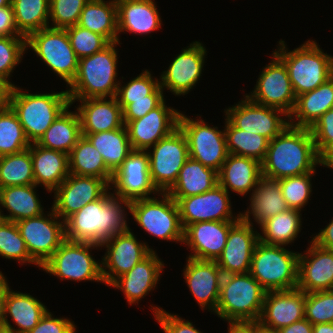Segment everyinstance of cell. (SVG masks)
I'll list each match as a JSON object with an SVG mask.
<instances>
[{"label":"cell","mask_w":333,"mask_h":333,"mask_svg":"<svg viewBox=\"0 0 333 333\" xmlns=\"http://www.w3.org/2000/svg\"><path fill=\"white\" fill-rule=\"evenodd\" d=\"M49 217L41 214L16 222L30 257L41 267L66 240L65 221L51 208ZM59 220V221H58Z\"/></svg>","instance_id":"4fadbf2b"},{"label":"cell","mask_w":333,"mask_h":333,"mask_svg":"<svg viewBox=\"0 0 333 333\" xmlns=\"http://www.w3.org/2000/svg\"><path fill=\"white\" fill-rule=\"evenodd\" d=\"M30 147L16 113L8 107L0 116V157Z\"/></svg>","instance_id":"f6af8a7d"},{"label":"cell","mask_w":333,"mask_h":333,"mask_svg":"<svg viewBox=\"0 0 333 333\" xmlns=\"http://www.w3.org/2000/svg\"><path fill=\"white\" fill-rule=\"evenodd\" d=\"M8 107H10V103H0V116Z\"/></svg>","instance_id":"89a4df30"},{"label":"cell","mask_w":333,"mask_h":333,"mask_svg":"<svg viewBox=\"0 0 333 333\" xmlns=\"http://www.w3.org/2000/svg\"><path fill=\"white\" fill-rule=\"evenodd\" d=\"M312 333H333V323H321L313 325Z\"/></svg>","instance_id":"003e7915"},{"label":"cell","mask_w":333,"mask_h":333,"mask_svg":"<svg viewBox=\"0 0 333 333\" xmlns=\"http://www.w3.org/2000/svg\"><path fill=\"white\" fill-rule=\"evenodd\" d=\"M118 33L148 34L161 28V17L153 0H119Z\"/></svg>","instance_id":"f546056e"},{"label":"cell","mask_w":333,"mask_h":333,"mask_svg":"<svg viewBox=\"0 0 333 333\" xmlns=\"http://www.w3.org/2000/svg\"><path fill=\"white\" fill-rule=\"evenodd\" d=\"M300 212V210L289 208L264 221L260 225L264 235L259 234V241L280 246L293 242L302 229Z\"/></svg>","instance_id":"60d3db41"},{"label":"cell","mask_w":333,"mask_h":333,"mask_svg":"<svg viewBox=\"0 0 333 333\" xmlns=\"http://www.w3.org/2000/svg\"><path fill=\"white\" fill-rule=\"evenodd\" d=\"M317 153L320 155L333 143V108L320 116L309 128Z\"/></svg>","instance_id":"db71d44e"},{"label":"cell","mask_w":333,"mask_h":333,"mask_svg":"<svg viewBox=\"0 0 333 333\" xmlns=\"http://www.w3.org/2000/svg\"><path fill=\"white\" fill-rule=\"evenodd\" d=\"M110 186L105 179L69 174L54 190L52 208L55 214L65 221L86 204L100 199L111 190Z\"/></svg>","instance_id":"d6986e66"},{"label":"cell","mask_w":333,"mask_h":333,"mask_svg":"<svg viewBox=\"0 0 333 333\" xmlns=\"http://www.w3.org/2000/svg\"><path fill=\"white\" fill-rule=\"evenodd\" d=\"M69 174L105 179L111 184L113 173L106 167L100 152L82 136L68 155Z\"/></svg>","instance_id":"ab89813d"},{"label":"cell","mask_w":333,"mask_h":333,"mask_svg":"<svg viewBox=\"0 0 333 333\" xmlns=\"http://www.w3.org/2000/svg\"><path fill=\"white\" fill-rule=\"evenodd\" d=\"M304 313L312 325L333 323V290L306 293Z\"/></svg>","instance_id":"f907efd6"},{"label":"cell","mask_w":333,"mask_h":333,"mask_svg":"<svg viewBox=\"0 0 333 333\" xmlns=\"http://www.w3.org/2000/svg\"><path fill=\"white\" fill-rule=\"evenodd\" d=\"M118 44L120 41L111 42L101 51L78 60L76 76L66 90L69 99L116 97L121 84L116 78Z\"/></svg>","instance_id":"3957f363"},{"label":"cell","mask_w":333,"mask_h":333,"mask_svg":"<svg viewBox=\"0 0 333 333\" xmlns=\"http://www.w3.org/2000/svg\"><path fill=\"white\" fill-rule=\"evenodd\" d=\"M274 53L284 62L296 96L310 92L333 76V56L325 54L317 43L308 40L287 51L285 41H279Z\"/></svg>","instance_id":"5b68a950"},{"label":"cell","mask_w":333,"mask_h":333,"mask_svg":"<svg viewBox=\"0 0 333 333\" xmlns=\"http://www.w3.org/2000/svg\"><path fill=\"white\" fill-rule=\"evenodd\" d=\"M151 309L165 333H202L193 326L191 321H185L178 315L168 313L159 307L151 306Z\"/></svg>","instance_id":"9f6ffc18"},{"label":"cell","mask_w":333,"mask_h":333,"mask_svg":"<svg viewBox=\"0 0 333 333\" xmlns=\"http://www.w3.org/2000/svg\"><path fill=\"white\" fill-rule=\"evenodd\" d=\"M14 86L10 107L16 113L25 136L37 143L56 118L71 106L67 91L31 94Z\"/></svg>","instance_id":"8992f818"},{"label":"cell","mask_w":333,"mask_h":333,"mask_svg":"<svg viewBox=\"0 0 333 333\" xmlns=\"http://www.w3.org/2000/svg\"><path fill=\"white\" fill-rule=\"evenodd\" d=\"M73 51L78 59L91 56L101 51L109 42L100 34L94 33L79 25L65 28Z\"/></svg>","instance_id":"681fc988"},{"label":"cell","mask_w":333,"mask_h":333,"mask_svg":"<svg viewBox=\"0 0 333 333\" xmlns=\"http://www.w3.org/2000/svg\"><path fill=\"white\" fill-rule=\"evenodd\" d=\"M0 256L6 259L32 263L40 267L29 255L24 239L15 222L3 220L0 223Z\"/></svg>","instance_id":"bcb514c9"},{"label":"cell","mask_w":333,"mask_h":333,"mask_svg":"<svg viewBox=\"0 0 333 333\" xmlns=\"http://www.w3.org/2000/svg\"><path fill=\"white\" fill-rule=\"evenodd\" d=\"M123 206L130 210L129 201L106 192L100 199L86 204L65 220L66 239L101 245L108 238L128 231L130 228Z\"/></svg>","instance_id":"7a4b0ae2"},{"label":"cell","mask_w":333,"mask_h":333,"mask_svg":"<svg viewBox=\"0 0 333 333\" xmlns=\"http://www.w3.org/2000/svg\"><path fill=\"white\" fill-rule=\"evenodd\" d=\"M315 171L278 180L286 205L290 209L304 208L312 192L311 177Z\"/></svg>","instance_id":"7dc6e473"},{"label":"cell","mask_w":333,"mask_h":333,"mask_svg":"<svg viewBox=\"0 0 333 333\" xmlns=\"http://www.w3.org/2000/svg\"><path fill=\"white\" fill-rule=\"evenodd\" d=\"M316 165H320V155L309 128L288 125L269 141L261 174L280 180L315 171Z\"/></svg>","instance_id":"6da1fadb"},{"label":"cell","mask_w":333,"mask_h":333,"mask_svg":"<svg viewBox=\"0 0 333 333\" xmlns=\"http://www.w3.org/2000/svg\"><path fill=\"white\" fill-rule=\"evenodd\" d=\"M36 187V184H32L0 188V205L10 213L4 215L0 209L3 219L16 223L43 214V207L36 195Z\"/></svg>","instance_id":"8d00e7d4"},{"label":"cell","mask_w":333,"mask_h":333,"mask_svg":"<svg viewBox=\"0 0 333 333\" xmlns=\"http://www.w3.org/2000/svg\"><path fill=\"white\" fill-rule=\"evenodd\" d=\"M259 233L253 229V223L240 218L229 230L226 245L216 260L223 275L247 273Z\"/></svg>","instance_id":"603a6c76"},{"label":"cell","mask_w":333,"mask_h":333,"mask_svg":"<svg viewBox=\"0 0 333 333\" xmlns=\"http://www.w3.org/2000/svg\"><path fill=\"white\" fill-rule=\"evenodd\" d=\"M229 193L216 185L212 190L189 197H172L178 205L183 229L192 223L204 221H238L233 216Z\"/></svg>","instance_id":"9a60e30c"},{"label":"cell","mask_w":333,"mask_h":333,"mask_svg":"<svg viewBox=\"0 0 333 333\" xmlns=\"http://www.w3.org/2000/svg\"><path fill=\"white\" fill-rule=\"evenodd\" d=\"M77 25L102 35L109 43L119 42L117 4L113 0H89Z\"/></svg>","instance_id":"e575fe53"},{"label":"cell","mask_w":333,"mask_h":333,"mask_svg":"<svg viewBox=\"0 0 333 333\" xmlns=\"http://www.w3.org/2000/svg\"><path fill=\"white\" fill-rule=\"evenodd\" d=\"M111 185L118 198L129 202L159 194L150 177L147 151L133 150L113 173Z\"/></svg>","instance_id":"e0dca14e"},{"label":"cell","mask_w":333,"mask_h":333,"mask_svg":"<svg viewBox=\"0 0 333 333\" xmlns=\"http://www.w3.org/2000/svg\"><path fill=\"white\" fill-rule=\"evenodd\" d=\"M312 238V241L320 247L333 250V219Z\"/></svg>","instance_id":"91938a15"},{"label":"cell","mask_w":333,"mask_h":333,"mask_svg":"<svg viewBox=\"0 0 333 333\" xmlns=\"http://www.w3.org/2000/svg\"><path fill=\"white\" fill-rule=\"evenodd\" d=\"M35 184L30 147L0 157V188Z\"/></svg>","instance_id":"ee69618b"},{"label":"cell","mask_w":333,"mask_h":333,"mask_svg":"<svg viewBox=\"0 0 333 333\" xmlns=\"http://www.w3.org/2000/svg\"><path fill=\"white\" fill-rule=\"evenodd\" d=\"M28 333H76V326L64 317H52L51 312L47 310L39 323Z\"/></svg>","instance_id":"6f0895ef"},{"label":"cell","mask_w":333,"mask_h":333,"mask_svg":"<svg viewBox=\"0 0 333 333\" xmlns=\"http://www.w3.org/2000/svg\"><path fill=\"white\" fill-rule=\"evenodd\" d=\"M11 4V0H0V7H5Z\"/></svg>","instance_id":"2644e50d"},{"label":"cell","mask_w":333,"mask_h":333,"mask_svg":"<svg viewBox=\"0 0 333 333\" xmlns=\"http://www.w3.org/2000/svg\"><path fill=\"white\" fill-rule=\"evenodd\" d=\"M244 98L224 111L236 128L262 135L270 141L289 125L288 116L283 111L255 103L248 96ZM280 115L286 118L282 119Z\"/></svg>","instance_id":"2e32d148"},{"label":"cell","mask_w":333,"mask_h":333,"mask_svg":"<svg viewBox=\"0 0 333 333\" xmlns=\"http://www.w3.org/2000/svg\"><path fill=\"white\" fill-rule=\"evenodd\" d=\"M225 120L224 132L228 153L254 158L261 163L266 156L269 140L262 135L240 130L227 118Z\"/></svg>","instance_id":"7bdbcfd3"},{"label":"cell","mask_w":333,"mask_h":333,"mask_svg":"<svg viewBox=\"0 0 333 333\" xmlns=\"http://www.w3.org/2000/svg\"><path fill=\"white\" fill-rule=\"evenodd\" d=\"M306 293L298 288L283 291H269L257 325L269 331H277L305 318Z\"/></svg>","instance_id":"44dd1931"},{"label":"cell","mask_w":333,"mask_h":333,"mask_svg":"<svg viewBox=\"0 0 333 333\" xmlns=\"http://www.w3.org/2000/svg\"><path fill=\"white\" fill-rule=\"evenodd\" d=\"M8 292V283L6 277L0 272V328L5 324V302Z\"/></svg>","instance_id":"6125c7cd"},{"label":"cell","mask_w":333,"mask_h":333,"mask_svg":"<svg viewBox=\"0 0 333 333\" xmlns=\"http://www.w3.org/2000/svg\"><path fill=\"white\" fill-rule=\"evenodd\" d=\"M272 55V61L262 69L251 95H245L255 103L279 109L289 116L296 95L284 62L274 52Z\"/></svg>","instance_id":"5bb4252c"},{"label":"cell","mask_w":333,"mask_h":333,"mask_svg":"<svg viewBox=\"0 0 333 333\" xmlns=\"http://www.w3.org/2000/svg\"><path fill=\"white\" fill-rule=\"evenodd\" d=\"M250 201L248 211L240 213L241 218L246 223H252L250 219V214H252L253 219L259 226L274 215L289 209L282 195L279 181L264 176L259 178Z\"/></svg>","instance_id":"d6a6232c"},{"label":"cell","mask_w":333,"mask_h":333,"mask_svg":"<svg viewBox=\"0 0 333 333\" xmlns=\"http://www.w3.org/2000/svg\"><path fill=\"white\" fill-rule=\"evenodd\" d=\"M308 250L299 254L298 286L305 293L333 289V250L312 240Z\"/></svg>","instance_id":"484cf974"},{"label":"cell","mask_w":333,"mask_h":333,"mask_svg":"<svg viewBox=\"0 0 333 333\" xmlns=\"http://www.w3.org/2000/svg\"><path fill=\"white\" fill-rule=\"evenodd\" d=\"M15 84L0 75V103H10Z\"/></svg>","instance_id":"be15d7a7"},{"label":"cell","mask_w":333,"mask_h":333,"mask_svg":"<svg viewBox=\"0 0 333 333\" xmlns=\"http://www.w3.org/2000/svg\"><path fill=\"white\" fill-rule=\"evenodd\" d=\"M164 267L155 251L136 264L129 272L116 278L109 286L122 290L128 303L138 304L158 284Z\"/></svg>","instance_id":"83f0119b"},{"label":"cell","mask_w":333,"mask_h":333,"mask_svg":"<svg viewBox=\"0 0 333 333\" xmlns=\"http://www.w3.org/2000/svg\"><path fill=\"white\" fill-rule=\"evenodd\" d=\"M237 221H204L184 229L183 243L191 248L189 258L216 261L226 245L228 232Z\"/></svg>","instance_id":"cb8c5ba5"},{"label":"cell","mask_w":333,"mask_h":333,"mask_svg":"<svg viewBox=\"0 0 333 333\" xmlns=\"http://www.w3.org/2000/svg\"><path fill=\"white\" fill-rule=\"evenodd\" d=\"M261 163L250 157L229 154L218 172V184L244 196L258 185ZM253 188V189H252Z\"/></svg>","instance_id":"f1b7e54d"},{"label":"cell","mask_w":333,"mask_h":333,"mask_svg":"<svg viewBox=\"0 0 333 333\" xmlns=\"http://www.w3.org/2000/svg\"><path fill=\"white\" fill-rule=\"evenodd\" d=\"M255 333H277V332L263 329L260 326H258L257 324H255Z\"/></svg>","instance_id":"a7ac6f4b"},{"label":"cell","mask_w":333,"mask_h":333,"mask_svg":"<svg viewBox=\"0 0 333 333\" xmlns=\"http://www.w3.org/2000/svg\"><path fill=\"white\" fill-rule=\"evenodd\" d=\"M31 159L36 185L54 192L69 176L68 154L31 143Z\"/></svg>","instance_id":"4dcf8cb0"},{"label":"cell","mask_w":333,"mask_h":333,"mask_svg":"<svg viewBox=\"0 0 333 333\" xmlns=\"http://www.w3.org/2000/svg\"><path fill=\"white\" fill-rule=\"evenodd\" d=\"M46 312V306L37 298L27 293L12 291L8 284L4 327L13 330L15 333H28L39 323ZM7 314H10L9 316L18 326V329L13 328L10 324Z\"/></svg>","instance_id":"836d02e7"},{"label":"cell","mask_w":333,"mask_h":333,"mask_svg":"<svg viewBox=\"0 0 333 333\" xmlns=\"http://www.w3.org/2000/svg\"><path fill=\"white\" fill-rule=\"evenodd\" d=\"M28 47L67 85L73 81L79 59L73 51L66 29L47 27L34 32L26 38Z\"/></svg>","instance_id":"30bf717a"},{"label":"cell","mask_w":333,"mask_h":333,"mask_svg":"<svg viewBox=\"0 0 333 333\" xmlns=\"http://www.w3.org/2000/svg\"><path fill=\"white\" fill-rule=\"evenodd\" d=\"M332 108L333 76L316 89L296 96L295 106L288 116L289 125L310 128L320 116Z\"/></svg>","instance_id":"1f68e13d"},{"label":"cell","mask_w":333,"mask_h":333,"mask_svg":"<svg viewBox=\"0 0 333 333\" xmlns=\"http://www.w3.org/2000/svg\"><path fill=\"white\" fill-rule=\"evenodd\" d=\"M100 152L106 167L114 173L133 151L125 125L116 130L82 133Z\"/></svg>","instance_id":"f35d334b"},{"label":"cell","mask_w":333,"mask_h":333,"mask_svg":"<svg viewBox=\"0 0 333 333\" xmlns=\"http://www.w3.org/2000/svg\"><path fill=\"white\" fill-rule=\"evenodd\" d=\"M277 333H312L313 325L307 320L302 319L294 322L289 326H285L276 331Z\"/></svg>","instance_id":"94428289"},{"label":"cell","mask_w":333,"mask_h":333,"mask_svg":"<svg viewBox=\"0 0 333 333\" xmlns=\"http://www.w3.org/2000/svg\"><path fill=\"white\" fill-rule=\"evenodd\" d=\"M299 254L284 246L258 241L249 273L266 292L295 289L298 286Z\"/></svg>","instance_id":"52a82bcc"},{"label":"cell","mask_w":333,"mask_h":333,"mask_svg":"<svg viewBox=\"0 0 333 333\" xmlns=\"http://www.w3.org/2000/svg\"><path fill=\"white\" fill-rule=\"evenodd\" d=\"M69 108L70 106L45 131L37 142L38 145L69 155L77 141L82 137L79 115L76 110L75 112L68 111Z\"/></svg>","instance_id":"74e56055"},{"label":"cell","mask_w":333,"mask_h":333,"mask_svg":"<svg viewBox=\"0 0 333 333\" xmlns=\"http://www.w3.org/2000/svg\"><path fill=\"white\" fill-rule=\"evenodd\" d=\"M216 185L218 172L189 157L167 193L171 197H189L212 190Z\"/></svg>","instance_id":"d590c367"},{"label":"cell","mask_w":333,"mask_h":333,"mask_svg":"<svg viewBox=\"0 0 333 333\" xmlns=\"http://www.w3.org/2000/svg\"><path fill=\"white\" fill-rule=\"evenodd\" d=\"M152 77L150 71L146 69L124 86L119 84L116 98L122 110L131 103V100L148 99V95L160 85L159 80L157 78L154 80Z\"/></svg>","instance_id":"c3c4849f"},{"label":"cell","mask_w":333,"mask_h":333,"mask_svg":"<svg viewBox=\"0 0 333 333\" xmlns=\"http://www.w3.org/2000/svg\"><path fill=\"white\" fill-rule=\"evenodd\" d=\"M146 150L150 177L159 192H167L177 181L179 172L189 158L188 142L178 127L169 136Z\"/></svg>","instance_id":"8fae6325"},{"label":"cell","mask_w":333,"mask_h":333,"mask_svg":"<svg viewBox=\"0 0 333 333\" xmlns=\"http://www.w3.org/2000/svg\"><path fill=\"white\" fill-rule=\"evenodd\" d=\"M183 276L195 300L205 310L216 311L223 273L216 261L189 258Z\"/></svg>","instance_id":"d4e9b609"},{"label":"cell","mask_w":333,"mask_h":333,"mask_svg":"<svg viewBox=\"0 0 333 333\" xmlns=\"http://www.w3.org/2000/svg\"><path fill=\"white\" fill-rule=\"evenodd\" d=\"M26 50L25 37H0V75L10 81L11 73Z\"/></svg>","instance_id":"f5cc1de1"},{"label":"cell","mask_w":333,"mask_h":333,"mask_svg":"<svg viewBox=\"0 0 333 333\" xmlns=\"http://www.w3.org/2000/svg\"><path fill=\"white\" fill-rule=\"evenodd\" d=\"M0 333H15L13 330L8 329L6 327L0 328Z\"/></svg>","instance_id":"8c879c8a"},{"label":"cell","mask_w":333,"mask_h":333,"mask_svg":"<svg viewBox=\"0 0 333 333\" xmlns=\"http://www.w3.org/2000/svg\"><path fill=\"white\" fill-rule=\"evenodd\" d=\"M163 90L160 85L148 95V99L131 100L123 110V121L137 120L157 107L163 100Z\"/></svg>","instance_id":"11a10c76"},{"label":"cell","mask_w":333,"mask_h":333,"mask_svg":"<svg viewBox=\"0 0 333 333\" xmlns=\"http://www.w3.org/2000/svg\"><path fill=\"white\" fill-rule=\"evenodd\" d=\"M327 168L333 169V162Z\"/></svg>","instance_id":"34e18365"},{"label":"cell","mask_w":333,"mask_h":333,"mask_svg":"<svg viewBox=\"0 0 333 333\" xmlns=\"http://www.w3.org/2000/svg\"><path fill=\"white\" fill-rule=\"evenodd\" d=\"M89 0H50L49 21L51 28L65 29L78 23L81 11Z\"/></svg>","instance_id":"816d5d0a"},{"label":"cell","mask_w":333,"mask_h":333,"mask_svg":"<svg viewBox=\"0 0 333 333\" xmlns=\"http://www.w3.org/2000/svg\"><path fill=\"white\" fill-rule=\"evenodd\" d=\"M265 294L249 272L223 275L215 314L228 324H256Z\"/></svg>","instance_id":"277c9868"},{"label":"cell","mask_w":333,"mask_h":333,"mask_svg":"<svg viewBox=\"0 0 333 333\" xmlns=\"http://www.w3.org/2000/svg\"><path fill=\"white\" fill-rule=\"evenodd\" d=\"M104 246L107 249L101 261L102 277L107 285L129 272L154 251L145 242H138L131 229L108 238L100 245Z\"/></svg>","instance_id":"ac0fdd59"},{"label":"cell","mask_w":333,"mask_h":333,"mask_svg":"<svg viewBox=\"0 0 333 333\" xmlns=\"http://www.w3.org/2000/svg\"><path fill=\"white\" fill-rule=\"evenodd\" d=\"M4 219H3V216H2V214H1V212H0V223L3 221Z\"/></svg>","instance_id":"753ad0ef"},{"label":"cell","mask_w":333,"mask_h":333,"mask_svg":"<svg viewBox=\"0 0 333 333\" xmlns=\"http://www.w3.org/2000/svg\"><path fill=\"white\" fill-rule=\"evenodd\" d=\"M180 112L167 107L165 99L145 116L123 121L133 150H149L159 140L169 136L178 128Z\"/></svg>","instance_id":"ffe728a7"},{"label":"cell","mask_w":333,"mask_h":333,"mask_svg":"<svg viewBox=\"0 0 333 333\" xmlns=\"http://www.w3.org/2000/svg\"><path fill=\"white\" fill-rule=\"evenodd\" d=\"M159 194L161 200L150 197L130 202L129 212L150 235L162 240L183 242L184 229L177 202L167 192Z\"/></svg>","instance_id":"ba28073f"},{"label":"cell","mask_w":333,"mask_h":333,"mask_svg":"<svg viewBox=\"0 0 333 333\" xmlns=\"http://www.w3.org/2000/svg\"><path fill=\"white\" fill-rule=\"evenodd\" d=\"M207 50L199 41L190 44L161 74L160 87L175 95L187 94L200 80Z\"/></svg>","instance_id":"7402d4cb"},{"label":"cell","mask_w":333,"mask_h":333,"mask_svg":"<svg viewBox=\"0 0 333 333\" xmlns=\"http://www.w3.org/2000/svg\"><path fill=\"white\" fill-rule=\"evenodd\" d=\"M50 0H11L16 27L25 38L49 27Z\"/></svg>","instance_id":"b9f144b4"},{"label":"cell","mask_w":333,"mask_h":333,"mask_svg":"<svg viewBox=\"0 0 333 333\" xmlns=\"http://www.w3.org/2000/svg\"><path fill=\"white\" fill-rule=\"evenodd\" d=\"M100 245L65 240L54 254L40 267L62 280L103 282L102 263L92 257L89 249Z\"/></svg>","instance_id":"9c48e42d"},{"label":"cell","mask_w":333,"mask_h":333,"mask_svg":"<svg viewBox=\"0 0 333 333\" xmlns=\"http://www.w3.org/2000/svg\"><path fill=\"white\" fill-rule=\"evenodd\" d=\"M228 333H255V324H229Z\"/></svg>","instance_id":"e7e4bbea"},{"label":"cell","mask_w":333,"mask_h":333,"mask_svg":"<svg viewBox=\"0 0 333 333\" xmlns=\"http://www.w3.org/2000/svg\"><path fill=\"white\" fill-rule=\"evenodd\" d=\"M0 37H23L16 27L12 3L0 7Z\"/></svg>","instance_id":"680465c9"},{"label":"cell","mask_w":333,"mask_h":333,"mask_svg":"<svg viewBox=\"0 0 333 333\" xmlns=\"http://www.w3.org/2000/svg\"><path fill=\"white\" fill-rule=\"evenodd\" d=\"M178 127L188 142L189 157L219 172L229 153L224 130L211 127L202 119H190L180 113Z\"/></svg>","instance_id":"7c38bea8"},{"label":"cell","mask_w":333,"mask_h":333,"mask_svg":"<svg viewBox=\"0 0 333 333\" xmlns=\"http://www.w3.org/2000/svg\"><path fill=\"white\" fill-rule=\"evenodd\" d=\"M69 99L71 105L79 100L77 113L82 133L116 130L124 126L122 108L116 97Z\"/></svg>","instance_id":"4316f807"},{"label":"cell","mask_w":333,"mask_h":333,"mask_svg":"<svg viewBox=\"0 0 333 333\" xmlns=\"http://www.w3.org/2000/svg\"><path fill=\"white\" fill-rule=\"evenodd\" d=\"M333 162V143L320 154V165L328 167Z\"/></svg>","instance_id":"03108f58"}]
</instances>
